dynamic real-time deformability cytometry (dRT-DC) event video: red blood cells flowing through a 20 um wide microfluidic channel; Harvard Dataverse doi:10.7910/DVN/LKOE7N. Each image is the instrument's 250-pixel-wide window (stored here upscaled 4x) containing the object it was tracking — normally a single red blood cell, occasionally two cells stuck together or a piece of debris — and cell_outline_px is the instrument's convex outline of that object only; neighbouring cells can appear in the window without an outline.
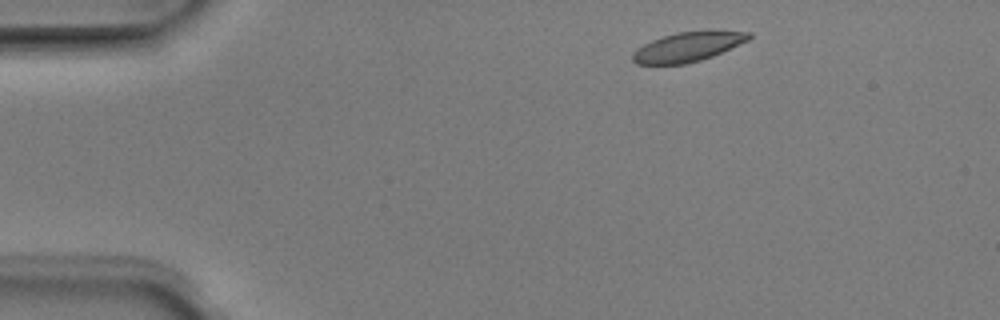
{"species": "Egyptian fruit bat (a non-hibernating species)", "species_latin": "Rousettus aegyptiacus", "temperature_condition": "room temperature", "stored_images_in_passage": 3, "camera_frame_rate_fps": 3000, "um_per_image_px": 0.085, "animal": {"sex": "male"}, "frame": {"image": 1, "passage_image": 1, "time_ms": 0.0, "image_size_px": [1000, 320], "cell_outline_px": [[752, 36], [748, 40], [712, 56], [700, 60], [684, 64], [636, 64], [632, 60], [632, 52], [644, 44], [652, 40], [676, 32], [708, 28], [752, 32]], "centroid_in_image_um": [58.51, 3.93], "position_along_channel_um": 26.5, "area_um2": 20.46}}